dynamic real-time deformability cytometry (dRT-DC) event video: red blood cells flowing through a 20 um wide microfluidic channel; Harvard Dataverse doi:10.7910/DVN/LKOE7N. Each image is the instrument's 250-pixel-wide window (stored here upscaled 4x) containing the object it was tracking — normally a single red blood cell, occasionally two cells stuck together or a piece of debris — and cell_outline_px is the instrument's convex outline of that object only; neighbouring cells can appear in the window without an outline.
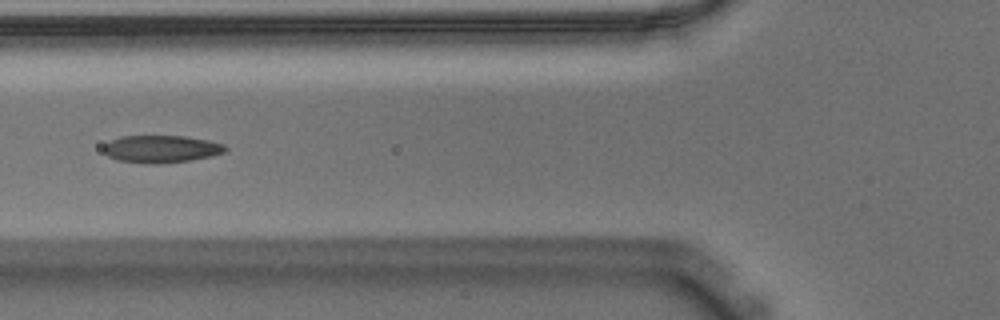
{"species": "Egyptian fruit bat (a non-hibernating species)", "species_latin": "Rousettus aegyptiacus", "temperature_condition": "warm", "stored_images_in_passage": 16, "camera_frame_rate_fps": 3000, "um_per_image_px": 0.085, "animal": {"sex": "male"}, "frame": {"image": 1, "passage_image": 7, "time_ms": 2.0, "image_size_px": [1000, 320], "cell_outline_px": [[228, 148], [224, 152], [212, 156], [188, 160], [160, 164], [144, 164], [116, 160], [108, 156], [104, 152], [104, 144], [120, 136], [184, 136], [208, 140], [224, 144]], "centroid_in_image_um": [13.69, 12.67], "position_along_channel_um": 112.1, "area_um2": 19.54}}
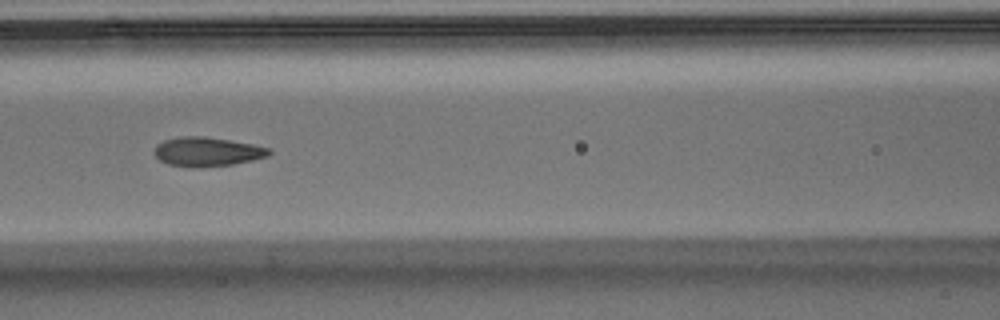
{"frame": {"image": 2, "passage_image": 10, "time_ms": 3.0, "image_size_px": [1000, 320], "cell_outline_px": [[272, 152], [268, 156], [252, 160], [232, 164], [204, 168], [192, 168], [168, 164], [160, 160], [152, 152], [156, 144], [164, 140], [180, 136], [204, 136], [252, 144], [272, 148]], "centroid_in_image_um": [17.59, 12.9], "position_along_channel_um": 149.0, "area_um2": 19.77}}